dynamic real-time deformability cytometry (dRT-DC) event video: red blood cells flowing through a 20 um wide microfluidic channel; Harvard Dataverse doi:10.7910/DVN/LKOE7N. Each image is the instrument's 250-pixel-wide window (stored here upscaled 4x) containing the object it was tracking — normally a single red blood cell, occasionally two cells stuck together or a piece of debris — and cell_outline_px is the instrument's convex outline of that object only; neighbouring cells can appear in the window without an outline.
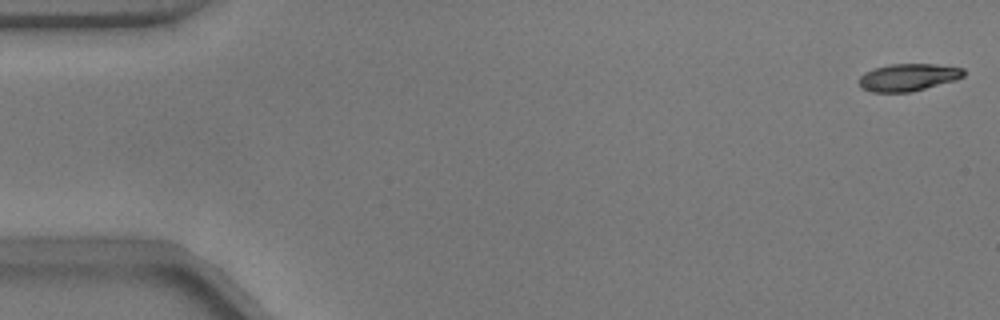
{"species": "common noctule bat (a hibernating species)", "species_latin": "Nyctalus noctula", "temperature_condition": "warm", "stored_images_in_passage": 26, "camera_frame_rate_fps": 3000, "um_per_image_px": 0.085, "animal": {"sex": "male", "body_mass_g": 17.9}, "frame": {"image": 1, "passage_image": 1, "time_ms": 0.0, "image_size_px": [1000, 320], "cell_outline_px": [[964, 76], [956, 80], [912, 92], [872, 92], [860, 88], [856, 80], [864, 72], [872, 68], [888, 64], [936, 64], [964, 68]], "centroid_in_image_um": [77.15, 6.57], "position_along_channel_um": 7.9, "area_um2": 17.05}}
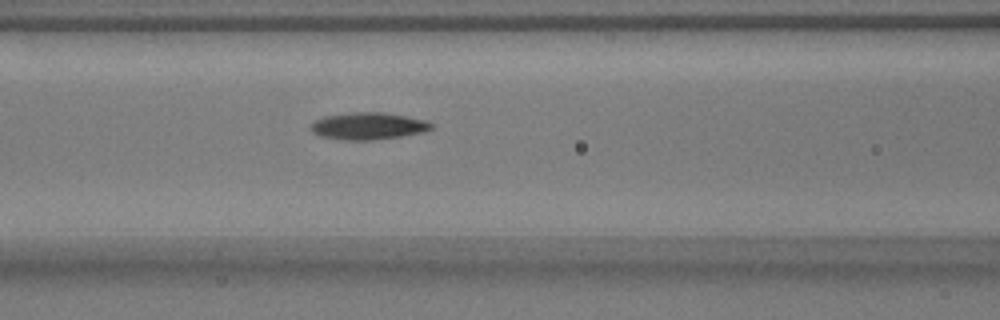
{"frame": {"image": 2, "passage_image": 22, "time_ms": 7.0, "image_size_px": [1000, 320], "cell_outline_px": [[436, 124], [432, 128], [424, 132], [400, 136], [372, 140], [348, 140], [320, 136], [312, 132], [312, 124], [316, 120], [324, 116], [352, 112], [384, 112], [428, 120]], "centroid_in_image_um": [31.36, 10.7], "position_along_channel_um": 135.2, "area_um2": 19.02}}